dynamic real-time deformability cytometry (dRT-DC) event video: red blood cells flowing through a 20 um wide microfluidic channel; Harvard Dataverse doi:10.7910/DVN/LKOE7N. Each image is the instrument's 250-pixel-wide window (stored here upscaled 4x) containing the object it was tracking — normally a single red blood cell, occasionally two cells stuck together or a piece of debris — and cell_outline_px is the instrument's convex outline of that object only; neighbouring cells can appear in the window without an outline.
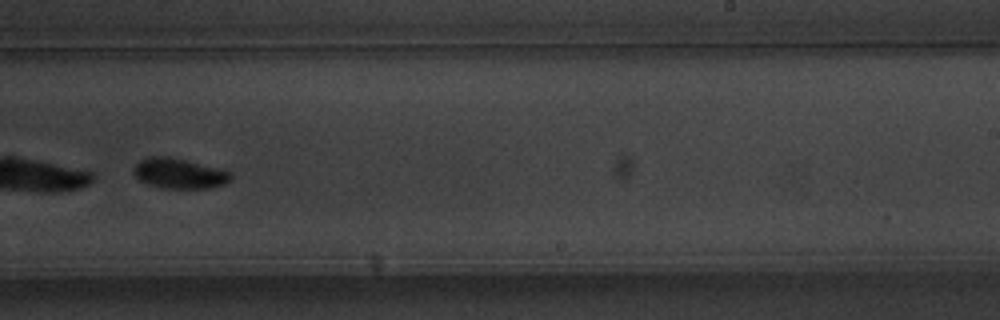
{"species": "common noctule bat (a hibernating species)", "species_latin": "Nyctalus noctula", "temperature_condition": "warm", "stored_images_in_passage": 55, "camera_frame_rate_fps": 3000, "um_per_image_px": 0.085, "animal": {"sex": "male", "body_mass_g": 20.1, "forearm_length_mm": 53.5}, "frame": {"image": 1, "passage_image": 37, "time_ms": 12.0, "image_size_px": [1000, 320], "cell_outline_px": [[232, 180], [228, 184], [208, 188], [160, 188], [148, 184], [140, 180], [132, 172], [132, 168], [140, 160], [148, 156], [168, 156], [224, 168], [232, 172]], "centroid_in_image_um": [15.29, 14.73], "position_along_channel_um": 273.7, "area_um2": 17.63}}